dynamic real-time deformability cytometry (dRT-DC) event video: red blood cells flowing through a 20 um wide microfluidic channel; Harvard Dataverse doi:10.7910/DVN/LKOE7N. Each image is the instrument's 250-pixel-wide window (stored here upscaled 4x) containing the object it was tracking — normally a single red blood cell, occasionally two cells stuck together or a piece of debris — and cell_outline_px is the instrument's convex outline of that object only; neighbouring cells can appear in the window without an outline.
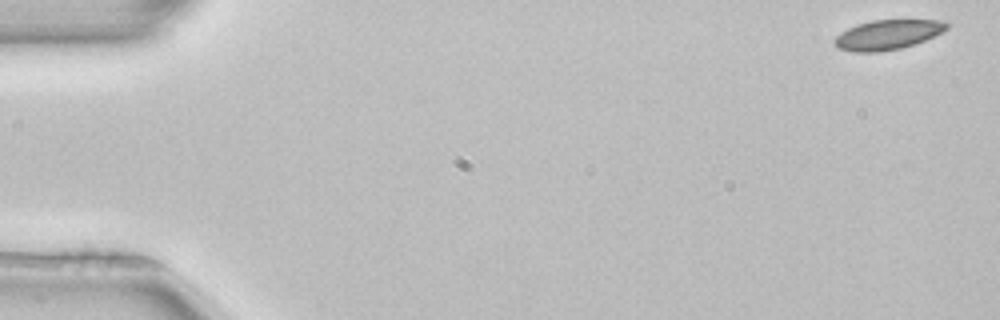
{"species": "common noctule bat (a hibernating species)", "species_latin": "Nyctalus noctula", "temperature_condition": "room temperature", "stored_images_in_passage": 10, "camera_frame_rate_fps": 3000, "um_per_image_px": 0.085, "animal": {"sex": "female", "body_mass_g": 22.7, "forearm_length_mm": 54.2}, "frame": {"image": 1, "passage_image": 1, "time_ms": 0.0, "image_size_px": [1000, 320], "cell_outline_px": [[948, 28], [916, 44], [900, 48], [880, 52], [856, 52], [836, 48], [832, 40], [840, 32], [848, 28], [872, 20], [940, 20], [948, 24]], "centroid_in_image_um": [75.39, 2.96], "position_along_channel_um": 9.6, "area_um2": 19.31}}